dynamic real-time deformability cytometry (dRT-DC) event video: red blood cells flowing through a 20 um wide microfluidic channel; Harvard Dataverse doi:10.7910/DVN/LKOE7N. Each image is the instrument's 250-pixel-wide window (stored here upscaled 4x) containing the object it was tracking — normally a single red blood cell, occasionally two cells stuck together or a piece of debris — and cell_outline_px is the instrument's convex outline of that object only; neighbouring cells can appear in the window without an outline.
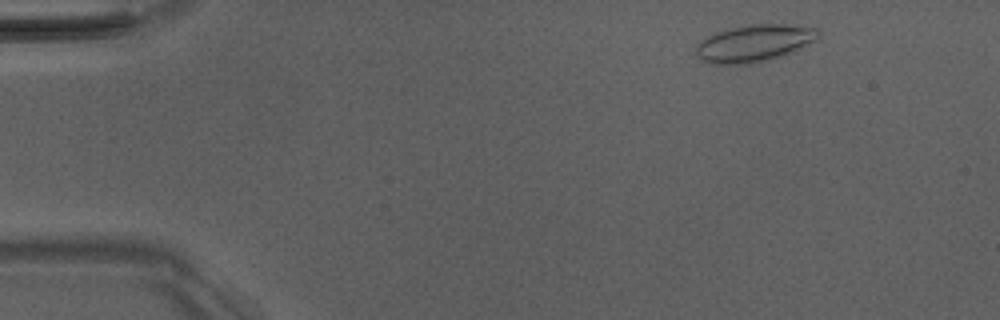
{"species": "Egyptian fruit bat (a non-hibernating species)", "species_latin": "Rousettus aegyptiacus", "temperature_condition": "room temperature", "stored_images_in_passage": 6, "camera_frame_rate_fps": 3000, "um_per_image_px": 0.085, "animal": {"sex": "male"}, "frame": {"image": 1, "passage_image": 1, "time_ms": 0.0, "image_size_px": [1000, 320], "cell_outline_px": [[820, 36], [816, 40], [784, 56], [752, 64], [712, 64], [700, 60], [696, 56], [696, 44], [700, 40], [716, 32], [728, 28], [752, 24], [788, 24], [820, 28]], "centroid_in_image_um": [64.11, 3.67], "position_along_channel_um": 20.9, "area_um2": 26.88}}